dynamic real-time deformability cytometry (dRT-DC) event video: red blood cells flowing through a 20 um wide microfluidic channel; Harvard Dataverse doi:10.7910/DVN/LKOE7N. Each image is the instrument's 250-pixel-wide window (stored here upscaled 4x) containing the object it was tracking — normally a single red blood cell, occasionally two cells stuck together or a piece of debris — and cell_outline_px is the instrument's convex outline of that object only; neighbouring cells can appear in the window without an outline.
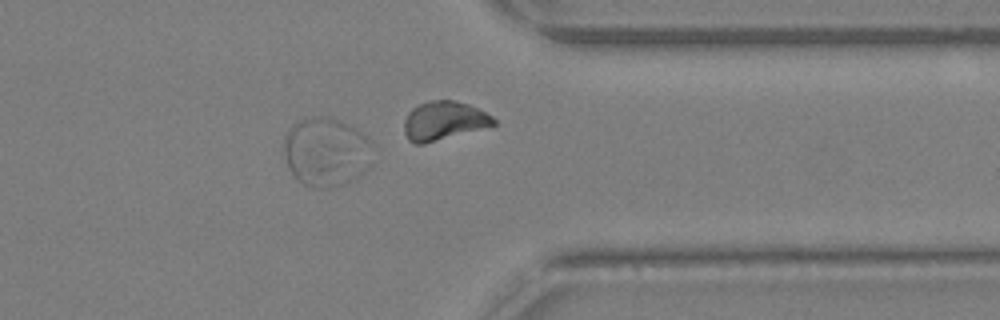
{"species": "Egyptian fruit bat (a non-hibernating species)", "species_latin": "Rousettus aegyptiacus", "temperature_condition": "warm", "stored_images_in_passage": 30, "camera_frame_rate_fps": 3000, "um_per_image_px": 0.085, "animal": {"sex": "female"}, "frame": {"image": 1, "passage_image": 24, "time_ms": 7.667, "image_size_px": [1000, 320], "cell_outline_px": [[376, 148], [372, 168], [352, 180], [336, 188], [320, 188], [304, 184], [296, 180], [288, 168], [284, 152], [284, 136], [288, 128], [296, 120], [304, 116], [332, 116], [356, 128], [372, 140], [376, 144]], "centroid_in_image_um": [27.79, 12.89], "position_along_channel_um": 383.6, "area_um2": 37.4}}